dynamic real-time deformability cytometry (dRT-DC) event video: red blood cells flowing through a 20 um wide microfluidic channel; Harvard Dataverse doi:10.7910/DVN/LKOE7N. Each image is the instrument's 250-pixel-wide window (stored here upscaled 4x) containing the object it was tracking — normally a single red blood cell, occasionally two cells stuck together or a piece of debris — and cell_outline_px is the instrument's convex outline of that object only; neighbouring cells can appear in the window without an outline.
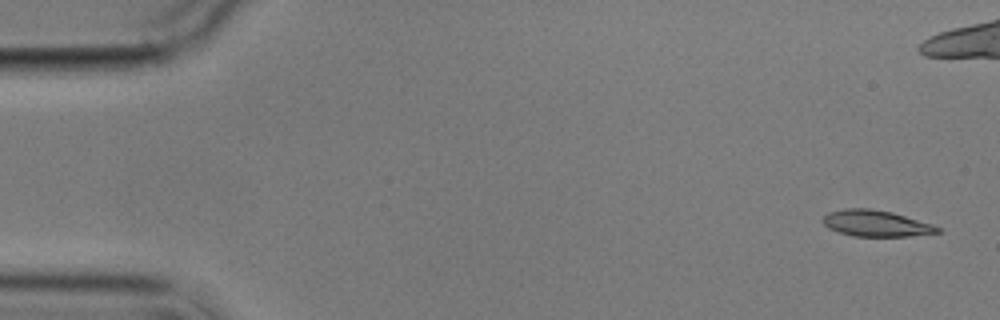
{"species": "common noctule bat (a hibernating species)", "species_latin": "Nyctalus noctula", "temperature_condition": "cold", "stored_images_in_passage": 5, "camera_frame_rate_fps": 3000, "um_per_image_px": 0.085, "animal": {"sex": "male", "body_mass_g": 17.9}, "frame": {"image": 1, "passage_image": 1, "time_ms": 0.0, "image_size_px": [1000, 320], "cell_outline_px": [[944, 232], [908, 236], [852, 236], [828, 228], [820, 220], [828, 212], [844, 208], [868, 208], [892, 212], [932, 224], [940, 228]], "centroid_in_image_um": [74.44, 18.98], "position_along_channel_um": 10.6, "area_um2": 17.57}}